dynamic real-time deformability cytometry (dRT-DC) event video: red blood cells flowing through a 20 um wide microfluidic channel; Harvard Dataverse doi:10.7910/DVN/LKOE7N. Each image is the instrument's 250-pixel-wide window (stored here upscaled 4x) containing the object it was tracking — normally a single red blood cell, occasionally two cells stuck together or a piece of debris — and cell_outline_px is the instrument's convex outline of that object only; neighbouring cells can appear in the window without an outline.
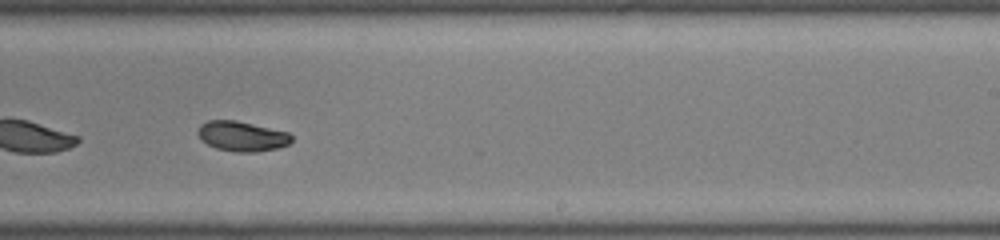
{"species": "common noctule bat (a hibernating species)", "species_latin": "Nyctalus noctula", "temperature_condition": "room temperature", "stored_images_in_passage": 43, "camera_frame_rate_fps": 3000, "um_per_image_px": 0.085, "animal": {"sex": "male", "body_mass_g": 19.0, "forearm_length_mm": 50.8}, "frame": {"image": 1, "passage_image": 25, "time_ms": 8.0, "image_size_px": [1000, 240], "cell_outline_px": [[292, 140], [288, 144], [276, 148], [256, 152], [236, 152], [216, 148], [200, 140], [196, 132], [196, 128], [200, 124], [208, 120], [236, 120], [288, 132], [292, 136]], "centroid_in_image_um": [20.51, 11.57], "position_along_channel_um": 268.5, "area_um2": 16.47}}
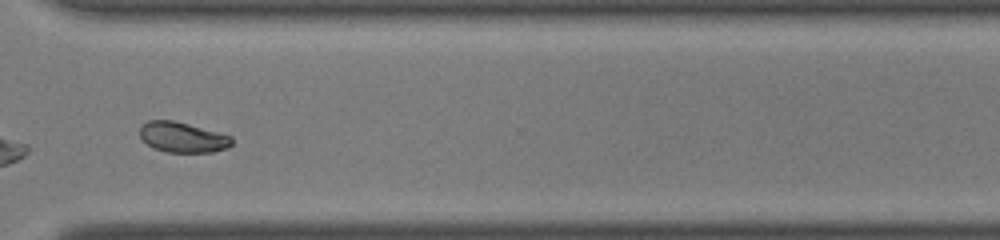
{"frame": {"image": 2, "passage_image": 31, "time_ms": 10.0, "image_size_px": [1000, 240], "cell_outline_px": [[232, 144], [228, 148], [212, 152], [164, 152], [152, 148], [140, 136], [140, 128], [148, 120], [172, 120], [188, 124], [232, 136]], "centroid_in_image_um": [15.52, 11.68], "position_along_channel_um": 355.1, "area_um2": 16.18}}
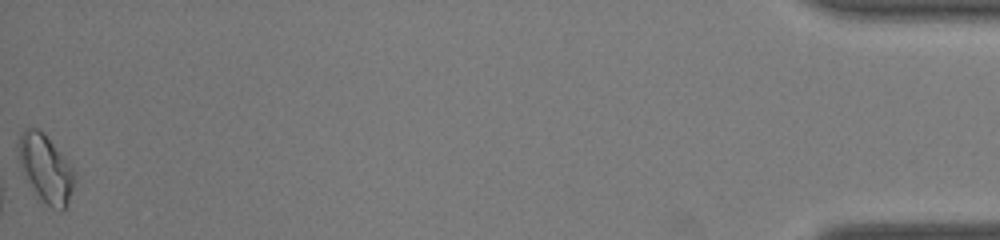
{"frame": {"image": 3, "passage_image": 43, "time_ms": 14.0, "image_size_px": [1000, 240], "cell_outline_px": [[76, 176], [68, 204], [60, 212], [36, 200], [20, 164], [16, 144], [20, 132], [24, 128], [36, 128], [44, 132], [72, 168]], "centroid_in_image_um": [3.84, 14.36], "position_along_channel_um": 431.4, "area_um2": 22.54}, "authors_computed_cell_mechanics": {"area_um2": 16.9932, "velocity_mm_per_s": 4.2826, "shape_relaxation_time_tau1_ms": 4.0469, "shape_relaxation_time_tau2_ms": 1.7927, "deformation_change_tau1": 0.1252, "deformation_change_tau2": 0.0388}}